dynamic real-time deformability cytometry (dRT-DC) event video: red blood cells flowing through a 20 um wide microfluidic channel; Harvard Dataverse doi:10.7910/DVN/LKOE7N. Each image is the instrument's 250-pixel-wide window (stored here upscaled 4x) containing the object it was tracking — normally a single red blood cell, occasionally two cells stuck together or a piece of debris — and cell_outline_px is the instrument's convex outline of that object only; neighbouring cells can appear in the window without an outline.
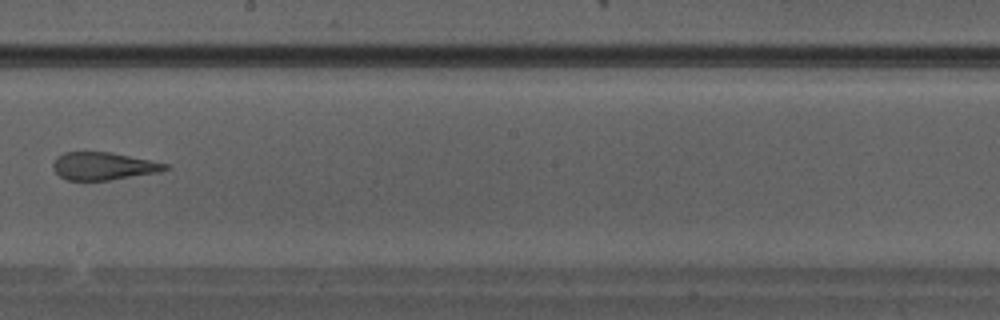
{"species": "Egyptian fruit bat (a non-hibernating species)", "species_latin": "Rousettus aegyptiacus", "temperature_condition": "warm", "stored_images_in_passage": 34, "camera_frame_rate_fps": 3000, "um_per_image_px": 0.085, "animal": {"sex": "male"}, "frame": {"image": 1, "passage_image": 20, "time_ms": 6.333, "image_size_px": [1000, 320], "cell_outline_px": [[168, 168], [160, 172], [108, 180], [64, 180], [52, 168], [52, 164], [64, 152], [108, 152], [168, 164]], "centroid_in_image_um": [8.76, 14.13], "position_along_channel_um": 239.4, "area_um2": 17.74}}